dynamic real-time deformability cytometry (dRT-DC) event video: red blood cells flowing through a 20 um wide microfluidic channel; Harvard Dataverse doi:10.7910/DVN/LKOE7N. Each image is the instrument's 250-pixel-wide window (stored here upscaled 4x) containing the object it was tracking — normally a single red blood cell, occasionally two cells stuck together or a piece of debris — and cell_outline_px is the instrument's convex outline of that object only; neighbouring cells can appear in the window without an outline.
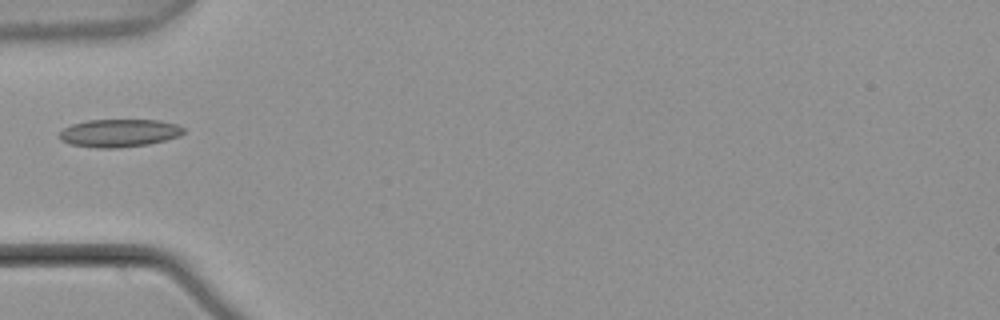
{"species": "common noctule bat (a hibernating species)", "species_latin": "Nyctalus noctula", "temperature_condition": "warm", "stored_images_in_passage": 1, "camera_frame_rate_fps": 3000, "um_per_image_px": 0.085, "animal": {"sex": "male", "body_mass_g": 21.5, "forearm_length_mm": 52.0}, "frame": {"image": 1, "passage_image": 1, "time_ms": 0.0, "image_size_px": [1000, 320], "cell_outline_px": [[184, 132], [180, 136], [148, 144], [116, 148], [96, 148], [68, 144], [60, 140], [60, 132], [64, 128], [72, 124], [88, 120], [160, 120], [176, 124], [184, 128]], "centroid_in_image_um": [10.11, 11.31], "position_along_channel_um": 74.9, "area_um2": 20.17}}